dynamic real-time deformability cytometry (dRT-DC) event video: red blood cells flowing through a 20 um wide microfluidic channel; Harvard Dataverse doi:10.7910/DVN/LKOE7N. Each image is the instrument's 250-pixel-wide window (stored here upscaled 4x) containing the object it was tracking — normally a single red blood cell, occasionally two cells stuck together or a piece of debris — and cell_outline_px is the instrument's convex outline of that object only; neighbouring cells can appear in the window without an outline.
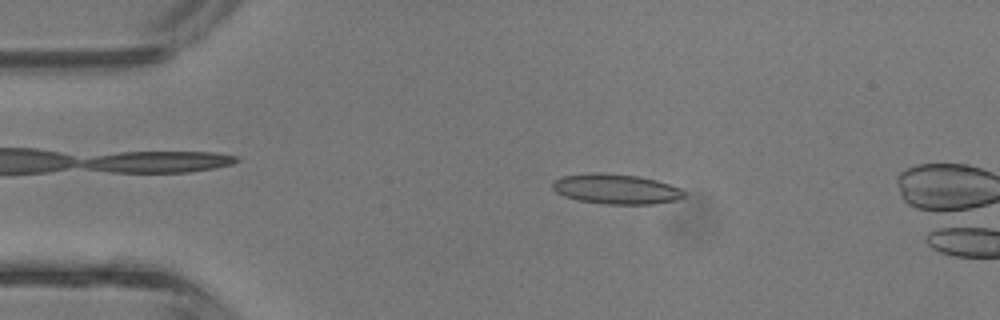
{"species": "common noctule bat (a hibernating species)", "species_latin": "Nyctalus noctula", "temperature_condition": "room temperature", "stored_images_in_passage": 2, "camera_frame_rate_fps": 3000, "um_per_image_px": 0.085, "animal": {"sex": "male", "body_mass_g": 13.3}, "frame": {"image": 1, "passage_image": 1, "time_ms": 0.0, "image_size_px": [1000, 320], "cell_outline_px": [[684, 196], [676, 200], [652, 204], [604, 204], [580, 200], [564, 196], [556, 192], [552, 188], [552, 184], [556, 180], [564, 176], [592, 172], [600, 172], [636, 176], [656, 180], [680, 188], [684, 192]], "centroid_in_image_um": [52.35, 16.07], "position_along_channel_um": 32.6, "area_um2": 22.77}}